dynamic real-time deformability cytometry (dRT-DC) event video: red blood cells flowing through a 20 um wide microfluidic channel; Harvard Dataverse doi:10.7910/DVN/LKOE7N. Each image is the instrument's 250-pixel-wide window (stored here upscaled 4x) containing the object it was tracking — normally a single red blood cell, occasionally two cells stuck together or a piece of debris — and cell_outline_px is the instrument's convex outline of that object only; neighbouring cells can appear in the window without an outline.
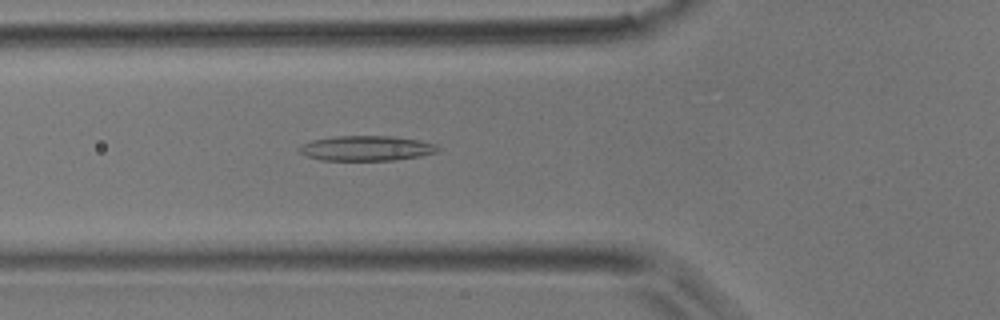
{"species": "common noctule bat (a hibernating species)", "species_latin": "Nyctalus noctula", "temperature_condition": "room temperature", "stored_images_in_passage": 44, "camera_frame_rate_fps": 3000, "um_per_image_px": 0.085, "animal": {"sex": "male", "body_mass_g": 17.9}, "frame": {"image": 1, "passage_image": 15, "time_ms": 4.667, "image_size_px": [1000, 320], "cell_outline_px": [[440, 148], [436, 152], [420, 156], [392, 160], [320, 160], [304, 156], [296, 148], [300, 144], [312, 140], [336, 136], [392, 136], [416, 140], [436, 144]], "centroid_in_image_um": [31.07, 12.6], "position_along_channel_um": 94.7, "area_um2": 20.23}}
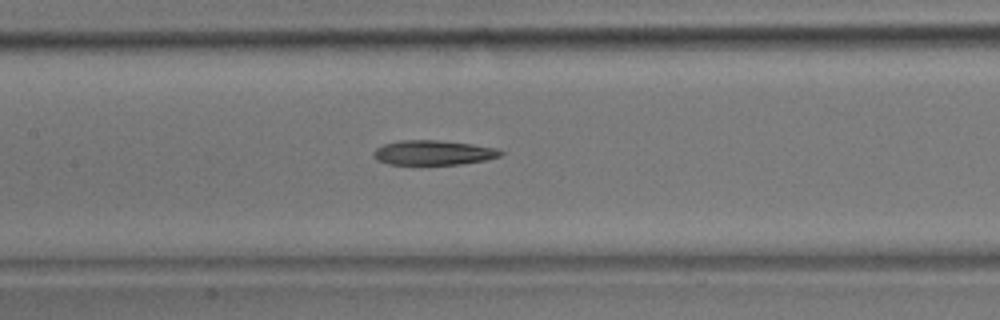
{"frame": {"image": 2, "passage_image": 20, "time_ms": 6.333, "image_size_px": [1000, 320], "cell_outline_px": [[504, 152], [500, 156], [484, 160], [460, 164], [388, 164], [376, 160], [372, 156], [372, 152], [376, 148], [384, 144], [400, 140], [436, 140], [472, 144], [496, 148]], "centroid_in_image_um": [36.79, 12.97], "position_along_channel_um": 170.6, "area_um2": 18.21}}
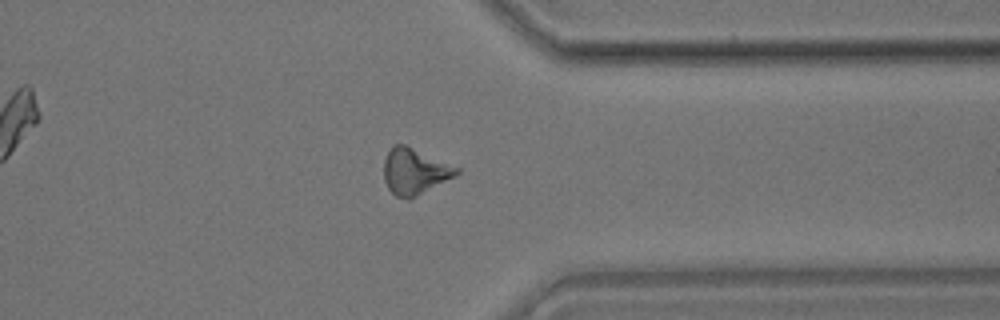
{"frame": {"image": 3, "passage_image": 34, "time_ms": 11.0, "image_size_px": [1000, 320], "cell_outline_px": [[460, 172], [456, 176], [408, 200], [396, 196], [388, 188], [384, 180], [384, 160], [388, 152], [396, 144], [404, 144], [460, 168]], "centroid_in_image_um": [35.25, 14.58], "position_along_channel_um": 376.2, "area_um2": 19.31}}